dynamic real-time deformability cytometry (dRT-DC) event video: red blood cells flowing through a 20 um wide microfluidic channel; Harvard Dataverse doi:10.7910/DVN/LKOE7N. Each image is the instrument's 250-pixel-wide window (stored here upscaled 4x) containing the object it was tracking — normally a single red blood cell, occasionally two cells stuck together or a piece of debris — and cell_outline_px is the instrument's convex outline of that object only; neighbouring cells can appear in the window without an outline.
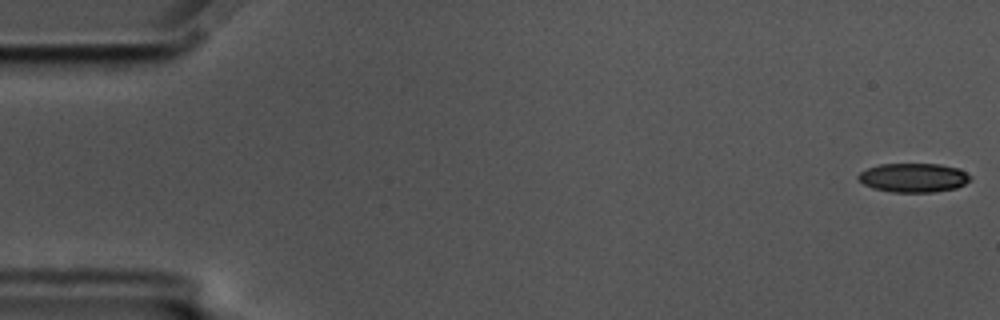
{"species": "common noctule bat (a hibernating species)", "species_latin": "Nyctalus noctula", "temperature_condition": "cold", "stored_images_in_passage": 58, "camera_frame_rate_fps": 3000, "um_per_image_px": 0.085, "animal": {"sex": "male", "body_mass_g": 17.5, "forearm_length_mm": 52.3}, "frame": {"image": 1, "passage_image": 1, "time_ms": 0.0, "image_size_px": [1000, 320], "cell_outline_px": [[972, 176], [964, 184], [956, 188], [936, 192], [892, 192], [872, 188], [864, 184], [856, 176], [860, 172], [868, 168], [880, 164], [940, 164], [960, 168]], "centroid_in_image_um": [77.66, 15.1], "position_along_channel_um": 7.3, "area_um2": 19.02}}
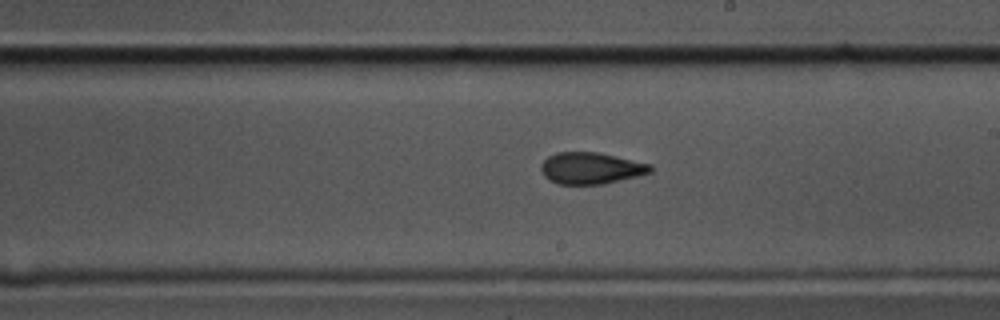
{"frame": {"image": 2, "passage_image": 33, "time_ms": 10.667, "image_size_px": [1000, 320], "cell_outline_px": [[652, 172], [604, 184], [556, 184], [548, 180], [540, 172], [540, 164], [548, 156], [556, 152], [596, 152], [652, 164]], "centroid_in_image_um": [50.18, 14.3], "position_along_channel_um": 238.8, "area_um2": 20.23}}
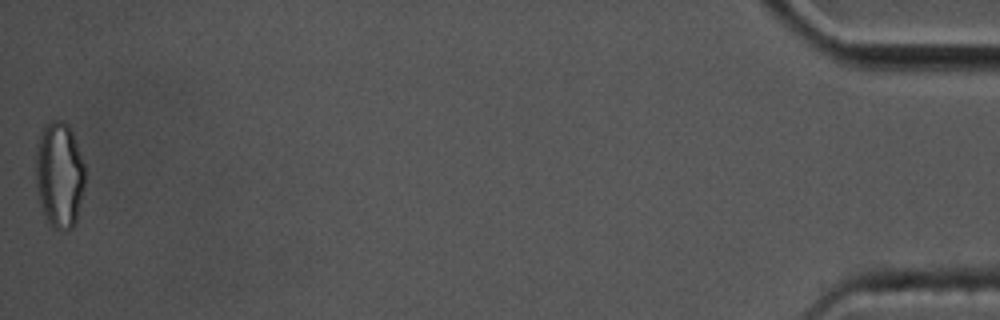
{"frame": {"image": 3, "passage_image": 58, "time_ms": 19.0, "image_size_px": [1000, 320], "cell_outline_px": [[84, 188], [76, 224], [72, 228], [64, 232], [52, 228], [48, 224], [40, 204], [36, 188], [36, 144], [40, 132], [44, 124], [52, 120], [64, 120], [68, 124], [72, 132], [84, 164]], "centroid_in_image_um": [5.03, 14.89], "position_along_channel_um": 430.2, "area_um2": 31.04}, "authors_computed_cell_mechanics": {"area_um2": 20.6635, "velocity_mm_per_s": 3.4662, "shape_relaxation_time_tau1_ms": 7.2748, "shape_relaxation_time_tau2_ms": 2.6003, "deformation_change_tau1": 0.1564, "deformation_change_tau2": 0.0765}}